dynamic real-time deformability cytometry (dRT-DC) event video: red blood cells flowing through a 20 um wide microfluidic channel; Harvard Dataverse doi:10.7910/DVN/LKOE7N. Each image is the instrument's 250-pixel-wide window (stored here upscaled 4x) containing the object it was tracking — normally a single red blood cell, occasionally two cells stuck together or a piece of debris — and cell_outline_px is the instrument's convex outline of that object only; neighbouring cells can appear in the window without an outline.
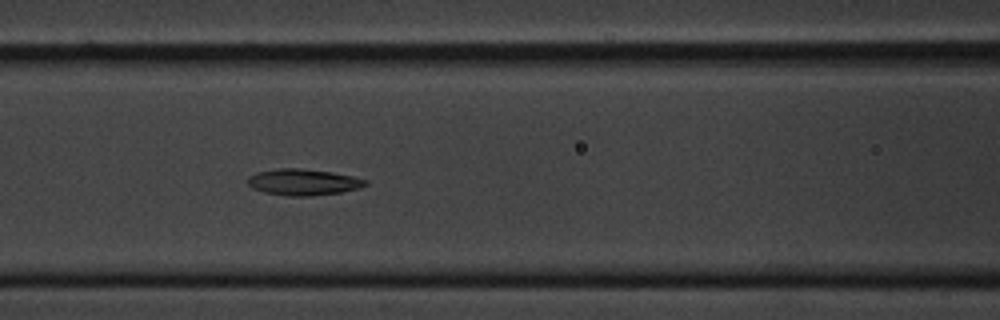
{"species": "common noctule bat (a hibernating species)", "species_latin": "Nyctalus noctula", "temperature_condition": "cold", "stored_images_in_passage": 5, "camera_frame_rate_fps": 3000, "um_per_image_px": 0.085, "animal": {"sex": "male", "body_mass_g": 20.1, "forearm_length_mm": 53.5}, "frame": {"image": 1, "passage_image": 5, "time_ms": 1.333, "image_size_px": [1000, 320], "cell_outline_px": [[368, 184], [360, 188], [340, 192], [308, 196], [288, 196], [264, 192], [252, 188], [248, 184], [248, 176], [256, 172], [280, 168], [300, 168], [332, 172], [352, 176], [368, 180]], "centroid_in_image_um": [25.77, 15.47], "position_along_channel_um": 140.8, "area_um2": 18.03}}